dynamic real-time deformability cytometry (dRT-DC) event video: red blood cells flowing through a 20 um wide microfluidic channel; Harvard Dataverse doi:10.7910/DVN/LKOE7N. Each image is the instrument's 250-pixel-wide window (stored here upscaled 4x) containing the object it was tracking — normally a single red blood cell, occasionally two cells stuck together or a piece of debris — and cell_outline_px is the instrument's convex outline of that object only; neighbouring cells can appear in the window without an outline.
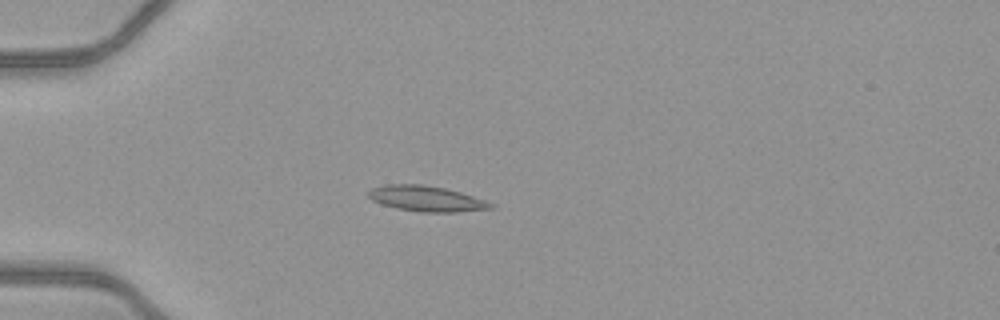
{"species": "common noctule bat (a hibernating species)", "species_latin": "Nyctalus noctula", "temperature_condition": "warm", "stored_images_in_passage": 52, "camera_frame_rate_fps": 3000, "um_per_image_px": 0.085, "animal": {"sex": "female", "body_mass_g": 21.9}, "frame": {"image": 1, "passage_image": 16, "time_ms": 5.0, "image_size_px": [1000, 320], "cell_outline_px": [[496, 204], [492, 208], [456, 212], [420, 212], [396, 208], [380, 204], [372, 200], [368, 196], [368, 192], [372, 188], [388, 184], [424, 184], [444, 188], [460, 192]], "centroid_in_image_um": [36.22, 16.88], "position_along_channel_um": 48.8, "area_um2": 18.15}}
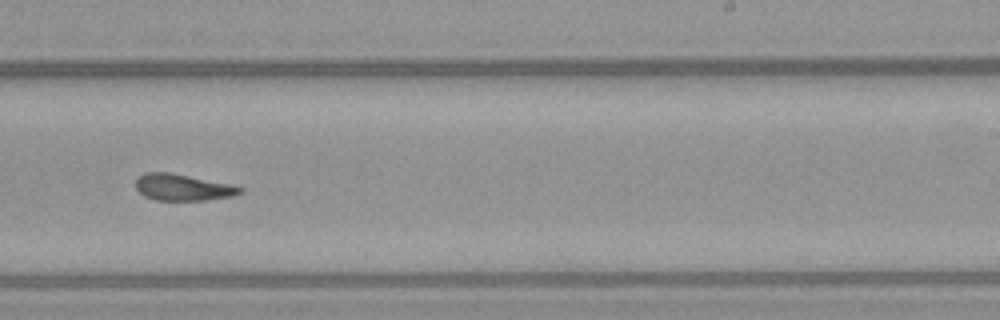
{"frame": {"image": 2, "passage_image": 34, "time_ms": 11.0, "image_size_px": [1000, 320], "cell_outline_px": [[244, 192], [232, 196], [204, 200], [156, 200], [144, 196], [136, 188], [136, 180], [144, 172], [168, 172], [232, 184], [244, 188]], "centroid_in_image_um": [15.56, 15.92], "position_along_channel_um": 273.4, "area_um2": 16.07}}
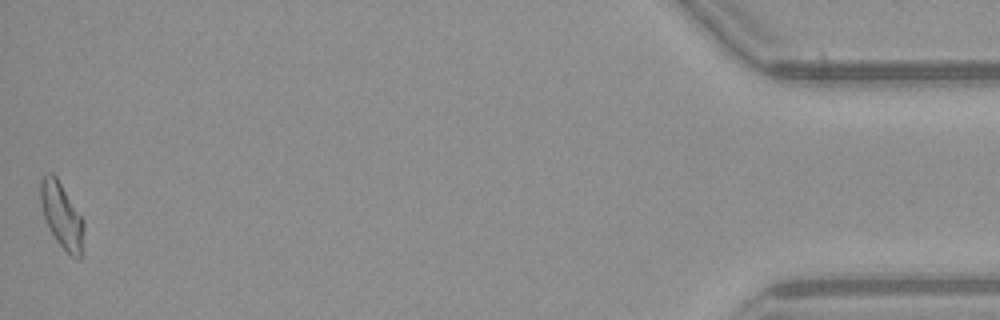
{"frame": {"image": 3, "passage_image": 52, "time_ms": 17.0, "image_size_px": [1000, 320], "cell_outline_px": [[84, 228], [80, 260], [76, 260], [56, 240], [44, 216], [40, 204], [40, 180], [48, 172], [52, 172], [56, 176], [84, 220]], "centroid_in_image_um": [5.25, 18.29], "position_along_channel_um": 430.0, "area_um2": 16.3}, "authors_computed_cell_mechanics": {"area_um2": 16.6464, "velocity_mm_per_s": 4.1051, "shape_relaxation_time_tau1_ms": null, "shape_relaxation_time_tau2_ms": 3.3536, "deformation_change_tau1": null, "deformation_change_tau2": 0.1103}}